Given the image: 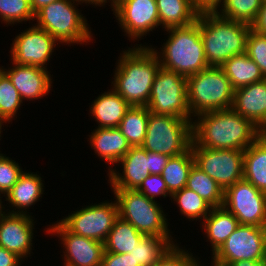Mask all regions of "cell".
Segmentation results:
<instances>
[{"label":"cell","mask_w":266,"mask_h":266,"mask_svg":"<svg viewBox=\"0 0 266 266\" xmlns=\"http://www.w3.org/2000/svg\"><path fill=\"white\" fill-rule=\"evenodd\" d=\"M263 133L232 108L201 113L192 120V142L204 148L245 151Z\"/></svg>","instance_id":"6da1fadb"},{"label":"cell","mask_w":266,"mask_h":266,"mask_svg":"<svg viewBox=\"0 0 266 266\" xmlns=\"http://www.w3.org/2000/svg\"><path fill=\"white\" fill-rule=\"evenodd\" d=\"M132 46L120 51L109 86L131 106H146L161 65L150 46Z\"/></svg>","instance_id":"7a4b0ae2"},{"label":"cell","mask_w":266,"mask_h":266,"mask_svg":"<svg viewBox=\"0 0 266 266\" xmlns=\"http://www.w3.org/2000/svg\"><path fill=\"white\" fill-rule=\"evenodd\" d=\"M164 32L168 36L163 45L161 42L160 48L148 44L157 55L162 68L189 77L209 67L199 30V15L189 26L170 28Z\"/></svg>","instance_id":"3957f363"},{"label":"cell","mask_w":266,"mask_h":266,"mask_svg":"<svg viewBox=\"0 0 266 266\" xmlns=\"http://www.w3.org/2000/svg\"><path fill=\"white\" fill-rule=\"evenodd\" d=\"M199 30L209 66L221 67L232 56L246 53L249 24L216 13H200Z\"/></svg>","instance_id":"277c9868"},{"label":"cell","mask_w":266,"mask_h":266,"mask_svg":"<svg viewBox=\"0 0 266 266\" xmlns=\"http://www.w3.org/2000/svg\"><path fill=\"white\" fill-rule=\"evenodd\" d=\"M78 0H57L35 13L34 24L53 36L62 46L90 45L94 34Z\"/></svg>","instance_id":"5b68a950"},{"label":"cell","mask_w":266,"mask_h":266,"mask_svg":"<svg viewBox=\"0 0 266 266\" xmlns=\"http://www.w3.org/2000/svg\"><path fill=\"white\" fill-rule=\"evenodd\" d=\"M111 191L118 205L119 217L132 224L141 234L173 237L168 222L170 215L164 211L163 204L159 201H154L137 190L111 189Z\"/></svg>","instance_id":"8992f818"},{"label":"cell","mask_w":266,"mask_h":266,"mask_svg":"<svg viewBox=\"0 0 266 266\" xmlns=\"http://www.w3.org/2000/svg\"><path fill=\"white\" fill-rule=\"evenodd\" d=\"M234 89L221 67L209 66L187 77V103L191 116L231 109Z\"/></svg>","instance_id":"52a82bcc"},{"label":"cell","mask_w":266,"mask_h":266,"mask_svg":"<svg viewBox=\"0 0 266 266\" xmlns=\"http://www.w3.org/2000/svg\"><path fill=\"white\" fill-rule=\"evenodd\" d=\"M191 142L192 121L150 112L142 144L146 151L173 157L186 152L191 147Z\"/></svg>","instance_id":"ba28073f"},{"label":"cell","mask_w":266,"mask_h":266,"mask_svg":"<svg viewBox=\"0 0 266 266\" xmlns=\"http://www.w3.org/2000/svg\"><path fill=\"white\" fill-rule=\"evenodd\" d=\"M146 107L154 114L192 121L187 103V77L160 67Z\"/></svg>","instance_id":"9c48e42d"},{"label":"cell","mask_w":266,"mask_h":266,"mask_svg":"<svg viewBox=\"0 0 266 266\" xmlns=\"http://www.w3.org/2000/svg\"><path fill=\"white\" fill-rule=\"evenodd\" d=\"M80 209L68 212L58 219L70 232L104 243L119 217L118 205L113 197L108 201L88 203Z\"/></svg>","instance_id":"30bf717a"},{"label":"cell","mask_w":266,"mask_h":266,"mask_svg":"<svg viewBox=\"0 0 266 266\" xmlns=\"http://www.w3.org/2000/svg\"><path fill=\"white\" fill-rule=\"evenodd\" d=\"M111 11L120 30L134 46H147L148 43L142 44L139 41L157 28L160 30L156 0H118Z\"/></svg>","instance_id":"8fae6325"},{"label":"cell","mask_w":266,"mask_h":266,"mask_svg":"<svg viewBox=\"0 0 266 266\" xmlns=\"http://www.w3.org/2000/svg\"><path fill=\"white\" fill-rule=\"evenodd\" d=\"M219 266L235 261L266 259V227L239 224L222 246L208 258Z\"/></svg>","instance_id":"7c38bea8"},{"label":"cell","mask_w":266,"mask_h":266,"mask_svg":"<svg viewBox=\"0 0 266 266\" xmlns=\"http://www.w3.org/2000/svg\"><path fill=\"white\" fill-rule=\"evenodd\" d=\"M21 31L12 38V44L10 43V60L18 65L37 66L48 70L47 65L61 44L35 24H30Z\"/></svg>","instance_id":"4fadbf2b"},{"label":"cell","mask_w":266,"mask_h":266,"mask_svg":"<svg viewBox=\"0 0 266 266\" xmlns=\"http://www.w3.org/2000/svg\"><path fill=\"white\" fill-rule=\"evenodd\" d=\"M195 165L214 179L223 190L243 179L244 151L210 149L191 142Z\"/></svg>","instance_id":"5bb4252c"},{"label":"cell","mask_w":266,"mask_h":266,"mask_svg":"<svg viewBox=\"0 0 266 266\" xmlns=\"http://www.w3.org/2000/svg\"><path fill=\"white\" fill-rule=\"evenodd\" d=\"M45 226L47 236L58 238L63 247L60 250L63 266H101L104 243L70 232L59 220Z\"/></svg>","instance_id":"9a60e30c"},{"label":"cell","mask_w":266,"mask_h":266,"mask_svg":"<svg viewBox=\"0 0 266 266\" xmlns=\"http://www.w3.org/2000/svg\"><path fill=\"white\" fill-rule=\"evenodd\" d=\"M222 206L240 224L266 227V194L244 179L224 190Z\"/></svg>","instance_id":"2e32d148"},{"label":"cell","mask_w":266,"mask_h":266,"mask_svg":"<svg viewBox=\"0 0 266 266\" xmlns=\"http://www.w3.org/2000/svg\"><path fill=\"white\" fill-rule=\"evenodd\" d=\"M35 216L3 212L0 215V247L19 256L24 262L32 258ZM32 254V255H31Z\"/></svg>","instance_id":"e0dca14e"},{"label":"cell","mask_w":266,"mask_h":266,"mask_svg":"<svg viewBox=\"0 0 266 266\" xmlns=\"http://www.w3.org/2000/svg\"><path fill=\"white\" fill-rule=\"evenodd\" d=\"M9 61L11 63L4 68V73L17 89L24 103L29 101L33 103V101L49 96L53 89V81H55L53 74H50L52 73L50 69L48 71L37 66L18 65L10 58Z\"/></svg>","instance_id":"ac0fdd59"},{"label":"cell","mask_w":266,"mask_h":266,"mask_svg":"<svg viewBox=\"0 0 266 266\" xmlns=\"http://www.w3.org/2000/svg\"><path fill=\"white\" fill-rule=\"evenodd\" d=\"M116 165L118 169L114 167L106 175L110 189L137 190L150 175L147 151L142 146L131 147Z\"/></svg>","instance_id":"d6986e66"},{"label":"cell","mask_w":266,"mask_h":266,"mask_svg":"<svg viewBox=\"0 0 266 266\" xmlns=\"http://www.w3.org/2000/svg\"><path fill=\"white\" fill-rule=\"evenodd\" d=\"M43 178L39 171L34 173L25 169L16 184L4 197L3 201L8 202V206L4 202V212L33 215L32 212H28L29 209L34 208V205H37V202L43 198L42 195L45 194Z\"/></svg>","instance_id":"ffe728a7"},{"label":"cell","mask_w":266,"mask_h":266,"mask_svg":"<svg viewBox=\"0 0 266 266\" xmlns=\"http://www.w3.org/2000/svg\"><path fill=\"white\" fill-rule=\"evenodd\" d=\"M232 109L266 133V78L234 90Z\"/></svg>","instance_id":"44dd1931"},{"label":"cell","mask_w":266,"mask_h":266,"mask_svg":"<svg viewBox=\"0 0 266 266\" xmlns=\"http://www.w3.org/2000/svg\"><path fill=\"white\" fill-rule=\"evenodd\" d=\"M87 136V142H89L91 149L94 150V154L98 156L97 158H100L101 162L105 161V165L109 164V166H105L108 168L106 173L116 167L119 160L131 148L118 127L95 128Z\"/></svg>","instance_id":"7402d4cb"},{"label":"cell","mask_w":266,"mask_h":266,"mask_svg":"<svg viewBox=\"0 0 266 266\" xmlns=\"http://www.w3.org/2000/svg\"><path fill=\"white\" fill-rule=\"evenodd\" d=\"M107 88L95 97L88 109V115L97 122L95 128L118 127L131 106L113 88Z\"/></svg>","instance_id":"603a6c76"},{"label":"cell","mask_w":266,"mask_h":266,"mask_svg":"<svg viewBox=\"0 0 266 266\" xmlns=\"http://www.w3.org/2000/svg\"><path fill=\"white\" fill-rule=\"evenodd\" d=\"M237 218L223 206L212 208L208 216L199 224L211 248V256L239 226Z\"/></svg>","instance_id":"cb8c5ba5"},{"label":"cell","mask_w":266,"mask_h":266,"mask_svg":"<svg viewBox=\"0 0 266 266\" xmlns=\"http://www.w3.org/2000/svg\"><path fill=\"white\" fill-rule=\"evenodd\" d=\"M243 165V179L266 194V133L244 151Z\"/></svg>","instance_id":"d4e9b609"},{"label":"cell","mask_w":266,"mask_h":266,"mask_svg":"<svg viewBox=\"0 0 266 266\" xmlns=\"http://www.w3.org/2000/svg\"><path fill=\"white\" fill-rule=\"evenodd\" d=\"M156 3L160 28L163 30L189 26L199 15L191 0H156Z\"/></svg>","instance_id":"484cf974"},{"label":"cell","mask_w":266,"mask_h":266,"mask_svg":"<svg viewBox=\"0 0 266 266\" xmlns=\"http://www.w3.org/2000/svg\"><path fill=\"white\" fill-rule=\"evenodd\" d=\"M221 68L224 70L226 77L230 80L234 90L265 78L259 67L246 53L232 56Z\"/></svg>","instance_id":"4316f807"},{"label":"cell","mask_w":266,"mask_h":266,"mask_svg":"<svg viewBox=\"0 0 266 266\" xmlns=\"http://www.w3.org/2000/svg\"><path fill=\"white\" fill-rule=\"evenodd\" d=\"M174 237H154L143 236L128 253L140 266H154L164 256V254L175 244ZM175 239V240H174Z\"/></svg>","instance_id":"83f0119b"},{"label":"cell","mask_w":266,"mask_h":266,"mask_svg":"<svg viewBox=\"0 0 266 266\" xmlns=\"http://www.w3.org/2000/svg\"><path fill=\"white\" fill-rule=\"evenodd\" d=\"M150 111L146 106H130L118 125L121 134L131 147L142 146L148 125Z\"/></svg>","instance_id":"f1b7e54d"},{"label":"cell","mask_w":266,"mask_h":266,"mask_svg":"<svg viewBox=\"0 0 266 266\" xmlns=\"http://www.w3.org/2000/svg\"><path fill=\"white\" fill-rule=\"evenodd\" d=\"M194 164L191 147L186 152L169 158L161 176L171 194L186 187L189 172Z\"/></svg>","instance_id":"f546056e"},{"label":"cell","mask_w":266,"mask_h":266,"mask_svg":"<svg viewBox=\"0 0 266 266\" xmlns=\"http://www.w3.org/2000/svg\"><path fill=\"white\" fill-rule=\"evenodd\" d=\"M170 199L171 203L179 209L178 212L189 222L201 223L213 208L196 192L186 187L172 193Z\"/></svg>","instance_id":"4dcf8cb0"},{"label":"cell","mask_w":266,"mask_h":266,"mask_svg":"<svg viewBox=\"0 0 266 266\" xmlns=\"http://www.w3.org/2000/svg\"><path fill=\"white\" fill-rule=\"evenodd\" d=\"M143 236L132 224L118 217L104 242L105 251L118 254L128 253L138 245Z\"/></svg>","instance_id":"1f68e13d"},{"label":"cell","mask_w":266,"mask_h":266,"mask_svg":"<svg viewBox=\"0 0 266 266\" xmlns=\"http://www.w3.org/2000/svg\"><path fill=\"white\" fill-rule=\"evenodd\" d=\"M186 188L196 192L213 208L223 205L224 190L222 187L195 164L189 172Z\"/></svg>","instance_id":"d6a6232c"},{"label":"cell","mask_w":266,"mask_h":266,"mask_svg":"<svg viewBox=\"0 0 266 266\" xmlns=\"http://www.w3.org/2000/svg\"><path fill=\"white\" fill-rule=\"evenodd\" d=\"M19 92L8 76L3 72L0 76V120L7 125L19 118L23 105ZM19 112V113H18Z\"/></svg>","instance_id":"836d02e7"},{"label":"cell","mask_w":266,"mask_h":266,"mask_svg":"<svg viewBox=\"0 0 266 266\" xmlns=\"http://www.w3.org/2000/svg\"><path fill=\"white\" fill-rule=\"evenodd\" d=\"M262 3V0H223L215 13L222 18L250 25Z\"/></svg>","instance_id":"e575fe53"},{"label":"cell","mask_w":266,"mask_h":266,"mask_svg":"<svg viewBox=\"0 0 266 266\" xmlns=\"http://www.w3.org/2000/svg\"><path fill=\"white\" fill-rule=\"evenodd\" d=\"M34 17L30 0H0V22L5 27L27 22L30 25L34 22Z\"/></svg>","instance_id":"d590c367"},{"label":"cell","mask_w":266,"mask_h":266,"mask_svg":"<svg viewBox=\"0 0 266 266\" xmlns=\"http://www.w3.org/2000/svg\"><path fill=\"white\" fill-rule=\"evenodd\" d=\"M21 163L7 154L0 156V195L4 198L24 172Z\"/></svg>","instance_id":"8d00e7d4"},{"label":"cell","mask_w":266,"mask_h":266,"mask_svg":"<svg viewBox=\"0 0 266 266\" xmlns=\"http://www.w3.org/2000/svg\"><path fill=\"white\" fill-rule=\"evenodd\" d=\"M180 245L181 242L173 245L154 266H194L200 257Z\"/></svg>","instance_id":"74e56055"},{"label":"cell","mask_w":266,"mask_h":266,"mask_svg":"<svg viewBox=\"0 0 266 266\" xmlns=\"http://www.w3.org/2000/svg\"><path fill=\"white\" fill-rule=\"evenodd\" d=\"M246 54L266 78V35L250 30L246 39Z\"/></svg>","instance_id":"f35d334b"},{"label":"cell","mask_w":266,"mask_h":266,"mask_svg":"<svg viewBox=\"0 0 266 266\" xmlns=\"http://www.w3.org/2000/svg\"><path fill=\"white\" fill-rule=\"evenodd\" d=\"M137 191L143 193L154 201H157L156 198L158 197L159 201L161 200V197H163L164 200L165 198L167 199V197H171V193L168 191L165 181L161 175L150 174L143 180Z\"/></svg>","instance_id":"ab89813d"},{"label":"cell","mask_w":266,"mask_h":266,"mask_svg":"<svg viewBox=\"0 0 266 266\" xmlns=\"http://www.w3.org/2000/svg\"><path fill=\"white\" fill-rule=\"evenodd\" d=\"M101 266H140L129 253L118 254L104 251Z\"/></svg>","instance_id":"60d3db41"},{"label":"cell","mask_w":266,"mask_h":266,"mask_svg":"<svg viewBox=\"0 0 266 266\" xmlns=\"http://www.w3.org/2000/svg\"><path fill=\"white\" fill-rule=\"evenodd\" d=\"M169 156L156 152L147 151L149 159V172L152 175H161L163 168L166 166Z\"/></svg>","instance_id":"b9f144b4"},{"label":"cell","mask_w":266,"mask_h":266,"mask_svg":"<svg viewBox=\"0 0 266 266\" xmlns=\"http://www.w3.org/2000/svg\"><path fill=\"white\" fill-rule=\"evenodd\" d=\"M250 30L257 34L266 35V1L262 3L255 19L250 23Z\"/></svg>","instance_id":"7bdbcfd3"},{"label":"cell","mask_w":266,"mask_h":266,"mask_svg":"<svg viewBox=\"0 0 266 266\" xmlns=\"http://www.w3.org/2000/svg\"><path fill=\"white\" fill-rule=\"evenodd\" d=\"M223 0H191L193 8L200 13H215Z\"/></svg>","instance_id":"ee69618b"},{"label":"cell","mask_w":266,"mask_h":266,"mask_svg":"<svg viewBox=\"0 0 266 266\" xmlns=\"http://www.w3.org/2000/svg\"><path fill=\"white\" fill-rule=\"evenodd\" d=\"M23 262L16 254L0 247V266H22Z\"/></svg>","instance_id":"f6af8a7d"},{"label":"cell","mask_w":266,"mask_h":266,"mask_svg":"<svg viewBox=\"0 0 266 266\" xmlns=\"http://www.w3.org/2000/svg\"><path fill=\"white\" fill-rule=\"evenodd\" d=\"M229 266H266V259H262L259 261L239 260L233 262Z\"/></svg>","instance_id":"bcb514c9"},{"label":"cell","mask_w":266,"mask_h":266,"mask_svg":"<svg viewBox=\"0 0 266 266\" xmlns=\"http://www.w3.org/2000/svg\"><path fill=\"white\" fill-rule=\"evenodd\" d=\"M54 1H57V0H30V4L35 14L42 7L49 5L50 3H53Z\"/></svg>","instance_id":"7dc6e473"},{"label":"cell","mask_w":266,"mask_h":266,"mask_svg":"<svg viewBox=\"0 0 266 266\" xmlns=\"http://www.w3.org/2000/svg\"><path fill=\"white\" fill-rule=\"evenodd\" d=\"M78 1H81L84 3L85 6H90L91 7H94V8H97L98 7H104V0H78Z\"/></svg>","instance_id":"c3c4849f"},{"label":"cell","mask_w":266,"mask_h":266,"mask_svg":"<svg viewBox=\"0 0 266 266\" xmlns=\"http://www.w3.org/2000/svg\"><path fill=\"white\" fill-rule=\"evenodd\" d=\"M4 125L8 127V125H6V123H4L3 121L0 120V140H1V138H2V133H3V131H5L4 128H6ZM2 129H3V130H2ZM3 154H4V153L0 150V156H2Z\"/></svg>","instance_id":"681fc988"},{"label":"cell","mask_w":266,"mask_h":266,"mask_svg":"<svg viewBox=\"0 0 266 266\" xmlns=\"http://www.w3.org/2000/svg\"><path fill=\"white\" fill-rule=\"evenodd\" d=\"M200 260L203 261L201 258H199L197 263L194 266H204L205 265L204 262H201ZM210 263H211V265H209V266H219L217 264H214L212 261ZM205 266H208V265H205Z\"/></svg>","instance_id":"f907efd6"},{"label":"cell","mask_w":266,"mask_h":266,"mask_svg":"<svg viewBox=\"0 0 266 266\" xmlns=\"http://www.w3.org/2000/svg\"><path fill=\"white\" fill-rule=\"evenodd\" d=\"M116 1H118V0H104V8L107 7L106 5H108V6H110L109 9H111L112 6H113V4H114ZM109 3H110V5H109Z\"/></svg>","instance_id":"816d5d0a"},{"label":"cell","mask_w":266,"mask_h":266,"mask_svg":"<svg viewBox=\"0 0 266 266\" xmlns=\"http://www.w3.org/2000/svg\"><path fill=\"white\" fill-rule=\"evenodd\" d=\"M4 200L3 197L0 195V215L4 212Z\"/></svg>","instance_id":"f5cc1de1"},{"label":"cell","mask_w":266,"mask_h":266,"mask_svg":"<svg viewBox=\"0 0 266 266\" xmlns=\"http://www.w3.org/2000/svg\"><path fill=\"white\" fill-rule=\"evenodd\" d=\"M4 67H5V65L4 66L0 65V76L4 72Z\"/></svg>","instance_id":"db71d44e"}]
</instances>
